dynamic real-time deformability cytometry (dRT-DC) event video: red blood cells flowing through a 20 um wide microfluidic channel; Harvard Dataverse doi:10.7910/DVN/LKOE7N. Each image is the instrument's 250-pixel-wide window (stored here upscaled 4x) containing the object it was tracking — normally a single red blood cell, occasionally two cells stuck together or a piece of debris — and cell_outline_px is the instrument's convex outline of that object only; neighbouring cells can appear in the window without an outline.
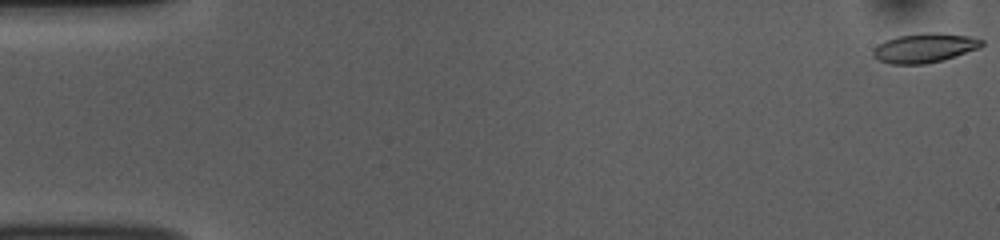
{"species": "common noctule bat (a hibernating species)", "species_latin": "Nyctalus noctula", "temperature_condition": "room temperature", "stored_images_in_passage": 53, "camera_frame_rate_fps": 3000, "um_per_image_px": 0.085, "animal": {"sex": "female", "body_mass_g": 10.0, "forearm_length_mm": 53.1}, "frame": {"image": 1, "passage_image": 1, "time_ms": 0.0, "image_size_px": [1000, 240], "cell_outline_px": [[984, 44], [980, 48], [940, 60], [924, 64], [888, 64], [876, 60], [872, 56], [872, 48], [884, 40], [900, 36], [928, 32], [940, 32], [968, 36], [984, 40]], "centroid_in_image_um": [78.53, 4.07], "position_along_channel_um": 6.5, "area_um2": 18.67}}
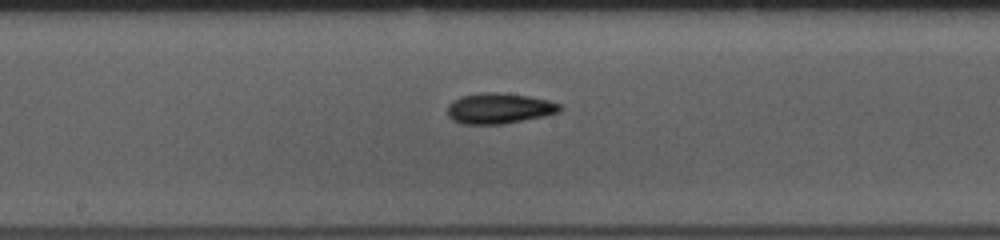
{"frame": {"image": 2, "passage_image": 28, "time_ms": 9.0, "image_size_px": [1000, 240], "cell_outline_px": [[564, 108], [560, 112], [544, 116], [504, 124], [460, 124], [452, 120], [448, 116], [448, 104], [452, 100], [460, 96], [484, 92], [496, 92], [528, 96], [548, 100], [560, 104]], "centroid_in_image_um": [42.42, 9.21], "position_along_channel_um": 205.8, "area_um2": 20.23}}
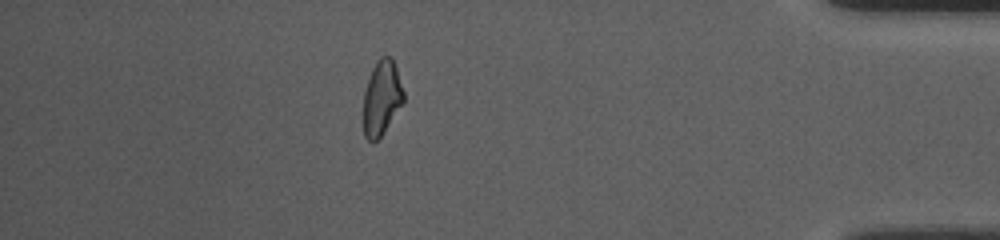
{"frame": {"image": 3, "passage_image": 47, "time_ms": 15.333, "image_size_px": [1000, 240], "cell_outline_px": [[404, 104], [380, 136], [372, 144], [364, 136], [364, 92], [372, 68], [376, 60], [380, 56], [392, 56], [404, 92]], "centroid_in_image_um": [32.46, 8.31], "position_along_channel_um": 402.7, "area_um2": 17.57}, "authors_computed_cell_mechanics": {"area_um2": 18.496, "velocity_mm_per_s": 3.7906, "shape_relaxation_time_tau1_ms": null, "shape_relaxation_time_tau2_ms": 6.9359, "deformation_change_tau1": null, "deformation_change_tau2": 0.1425}}